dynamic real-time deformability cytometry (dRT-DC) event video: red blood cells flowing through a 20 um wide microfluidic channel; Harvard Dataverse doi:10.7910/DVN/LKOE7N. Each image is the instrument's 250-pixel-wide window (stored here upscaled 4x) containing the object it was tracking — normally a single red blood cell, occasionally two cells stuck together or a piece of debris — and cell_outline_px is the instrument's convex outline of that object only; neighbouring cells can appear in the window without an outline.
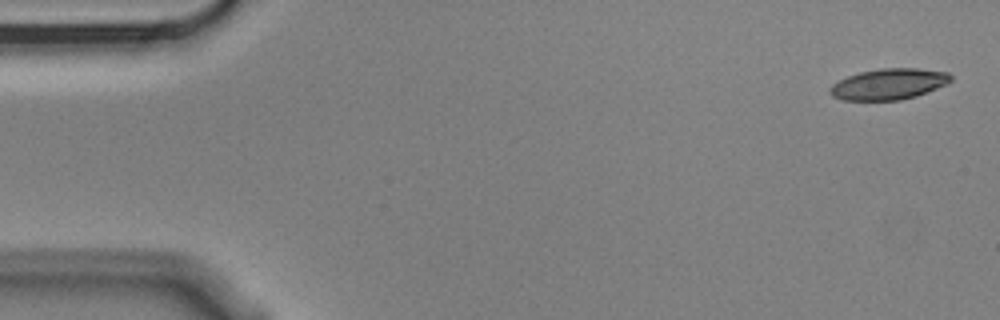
{"species": "Egyptian fruit bat (a non-hibernating species)", "species_latin": "Rousettus aegyptiacus", "temperature_condition": "cold", "stored_images_in_passage": 5, "camera_frame_rate_fps": 3000, "um_per_image_px": 0.085, "animal": {"sex": "male"}, "frame": {"image": 1, "passage_image": 1, "time_ms": 0.0, "image_size_px": [1000, 320], "cell_outline_px": [[952, 80], [948, 84], [916, 96], [900, 100], [844, 100], [832, 96], [828, 92], [828, 88], [832, 84], [848, 76], [860, 72], [880, 68], [920, 68], [948, 72], [952, 76]], "centroid_in_image_um": [75.56, 7.14], "position_along_channel_um": 9.4, "area_um2": 21.96}}
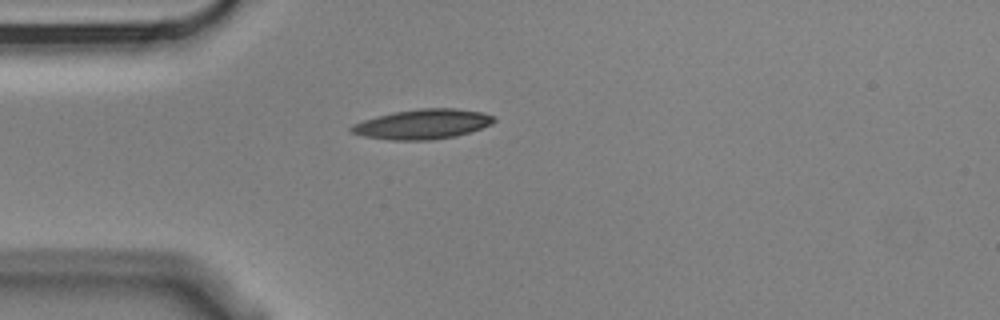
{"frame": {"image": 2, "passage_image": 4, "time_ms": 1.0, "image_size_px": [1000, 320], "cell_outline_px": [[496, 120], [492, 124], [456, 136], [432, 140], [392, 140], [364, 136], [352, 132], [348, 128], [352, 124], [376, 116], [392, 112], [420, 108], [456, 108], [480, 112], [496, 116]], "centroid_in_image_um": [35.92, 10.54], "position_along_channel_um": 49.1, "area_um2": 24.8}}